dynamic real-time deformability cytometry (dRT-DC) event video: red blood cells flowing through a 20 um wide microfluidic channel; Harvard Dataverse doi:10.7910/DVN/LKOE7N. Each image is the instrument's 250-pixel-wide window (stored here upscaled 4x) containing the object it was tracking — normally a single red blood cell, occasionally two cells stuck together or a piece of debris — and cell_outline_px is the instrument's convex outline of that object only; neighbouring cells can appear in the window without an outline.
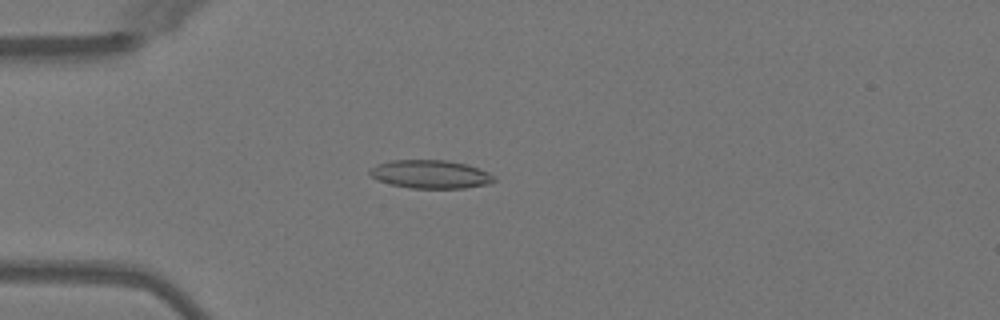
{"species": "Egyptian fruit bat (a non-hibernating species)", "species_latin": "Rousettus aegyptiacus", "temperature_condition": "warm", "stored_images_in_passage": 36, "camera_frame_rate_fps": 3000, "um_per_image_px": 0.085, "animal": {"sex": "female"}, "frame": {"image": 1, "passage_image": 4, "time_ms": 1.0, "image_size_px": [1000, 320], "cell_outline_px": [[496, 180], [492, 184], [464, 188], [408, 188], [392, 184], [380, 180], [372, 176], [368, 172], [368, 168], [376, 164], [392, 160], [448, 160], [468, 164], [488, 172], [496, 176]], "centroid_in_image_um": [36.63, 14.8], "position_along_channel_um": 48.4, "area_um2": 20.75}}
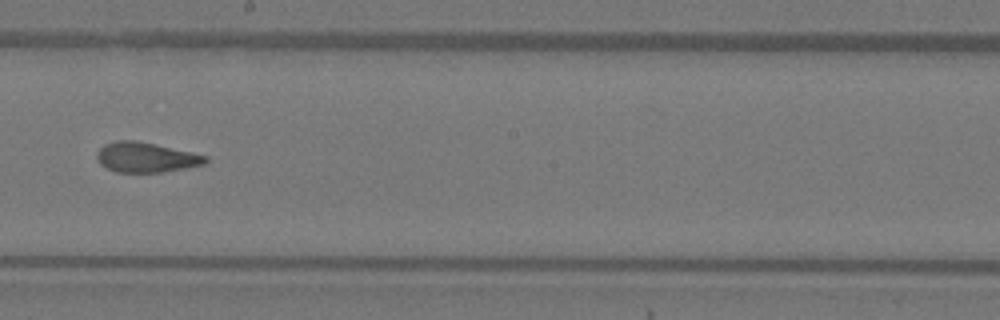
{"frame": {"image": 2, "passage_image": 19, "time_ms": 6.0, "image_size_px": [1000, 320], "cell_outline_px": [[208, 160], [204, 164], [164, 172], [116, 172], [100, 164], [96, 160], [96, 152], [104, 144], [116, 140], [132, 140], [192, 152], [208, 156]], "centroid_in_image_um": [12.37, 13.38], "position_along_channel_um": 235.8, "area_um2": 18.84}}
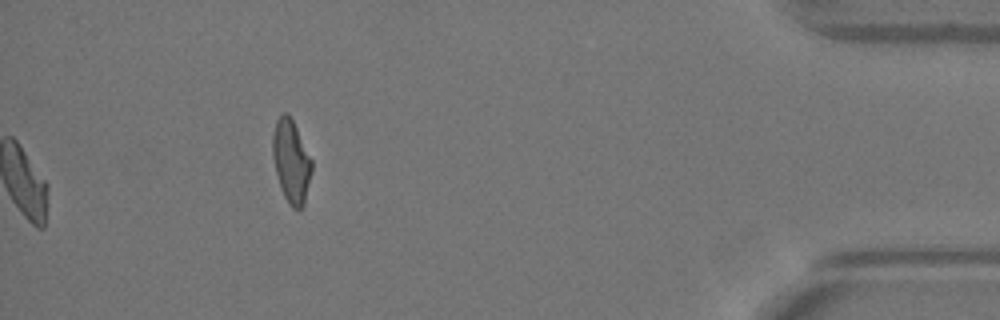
{"frame": {"image": 3, "passage_image": 36, "time_ms": 11.667, "image_size_px": [1000, 320], "cell_outline_px": [[312, 172], [304, 204], [300, 208], [292, 208], [288, 204], [284, 196], [276, 172], [272, 156], [272, 136], [276, 120], [284, 112], [288, 112], [312, 160]], "centroid_in_image_um": [24.75, 13.71], "position_along_channel_um": 410.5, "area_um2": 18.73}, "authors_computed_cell_mechanics": {"area_um2": 19.7098, "velocity_mm_per_s": 4.0567, "shape_relaxation_time_tau1_ms": null, "shape_relaxation_time_tau2_ms": 1.9976, "deformation_change_tau1": null, "deformation_change_tau2": 0.0978}}